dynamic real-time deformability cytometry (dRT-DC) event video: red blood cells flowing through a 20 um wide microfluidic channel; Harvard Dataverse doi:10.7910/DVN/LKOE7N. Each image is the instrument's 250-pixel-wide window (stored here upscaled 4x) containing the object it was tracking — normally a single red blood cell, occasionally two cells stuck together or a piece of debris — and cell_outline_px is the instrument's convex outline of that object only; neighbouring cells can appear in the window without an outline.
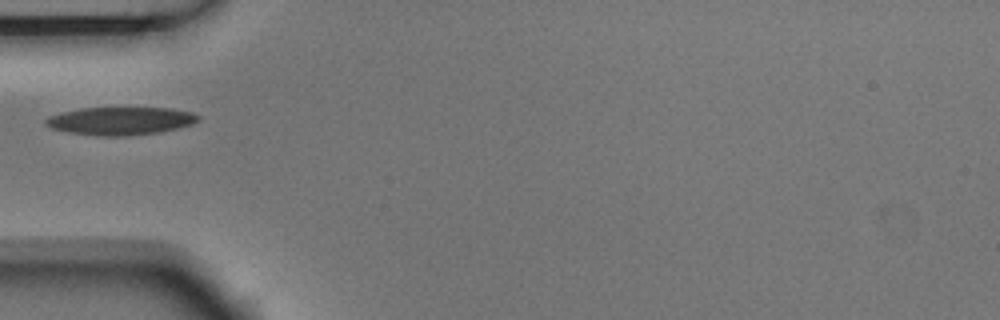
{"species": "Egyptian fruit bat (a non-hibernating species)", "species_latin": "Rousettus aegyptiacus", "temperature_condition": "room temperature", "stored_images_in_passage": 1, "camera_frame_rate_fps": 3000, "um_per_image_px": 0.085, "animal": {"sex": "male"}, "frame": {"image": 1, "passage_image": 1, "time_ms": 0.0, "image_size_px": [1000, 320], "cell_outline_px": [[200, 120], [192, 124], [160, 132], [128, 136], [100, 136], [68, 132], [52, 128], [44, 124], [44, 120], [48, 116], [60, 112], [84, 108], [168, 108], [192, 112], [200, 116]], "centroid_in_image_um": [10.23, 10.28], "position_along_channel_um": 74.8, "area_um2": 24.85}}